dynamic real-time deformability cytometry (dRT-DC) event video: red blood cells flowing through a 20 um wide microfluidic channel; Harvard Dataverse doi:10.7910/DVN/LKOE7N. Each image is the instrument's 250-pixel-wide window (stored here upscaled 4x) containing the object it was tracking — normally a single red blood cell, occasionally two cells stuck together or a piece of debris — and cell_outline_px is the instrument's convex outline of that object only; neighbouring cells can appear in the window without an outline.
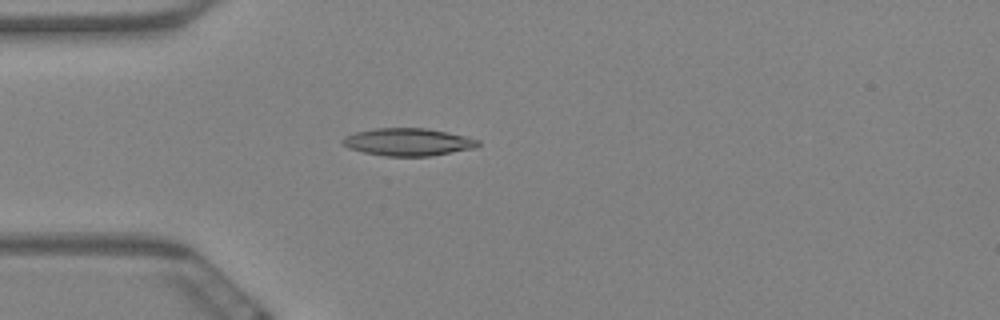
{"species": "Egyptian fruit bat (a non-hibernating species)", "species_latin": "Rousettus aegyptiacus", "temperature_condition": "warm", "stored_images_in_passage": 60, "camera_frame_rate_fps": 3000, "um_per_image_px": 0.085, "animal": {"sex": "female"}, "frame": {"image": 1, "passage_image": 17, "time_ms": 5.333, "image_size_px": [1000, 320], "cell_outline_px": [[480, 144], [476, 148], [428, 156], [384, 156], [364, 152], [348, 148], [340, 140], [344, 136], [356, 132], [376, 128], [428, 128], [464, 136], [480, 140]], "centroid_in_image_um": [34.68, 12.07], "position_along_channel_um": 50.3, "area_um2": 21.68}}
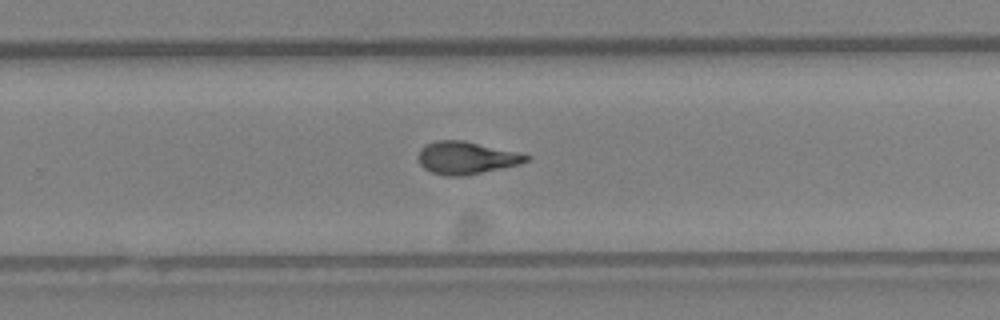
{"frame": {"image": 2, "passage_image": 39, "time_ms": 12.667, "image_size_px": [1000, 320], "cell_outline_px": [[528, 160], [520, 164], [460, 176], [444, 176], [432, 172], [424, 168], [420, 164], [420, 148], [424, 144], [436, 140], [464, 140], [528, 156]], "centroid_in_image_um": [39.54, 13.41], "position_along_channel_um": 290.3, "area_um2": 19.83}}
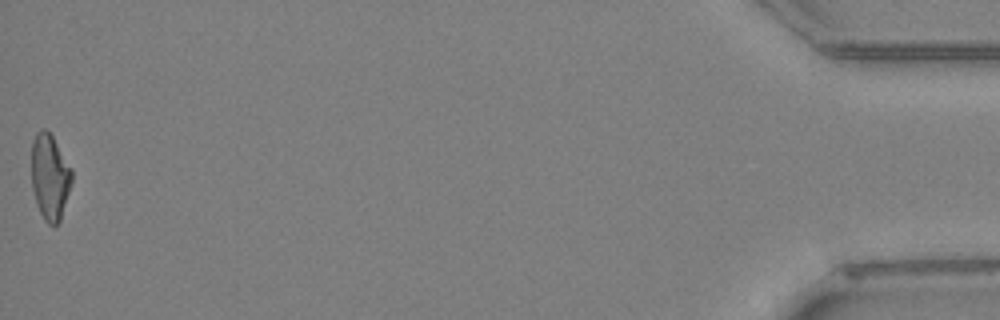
{"frame": {"image": 3, "passage_image": 60, "time_ms": 19.667, "image_size_px": [1000, 320], "cell_outline_px": [[72, 180], [60, 220], [56, 224], [48, 224], [44, 220], [36, 204], [32, 188], [32, 140], [36, 132], [40, 128], [44, 128], [52, 136], [72, 168]], "centroid_in_image_um": [4.23, 15.01], "position_along_channel_um": 431.0, "area_um2": 20.06}, "authors_computed_cell_mechanics": {"area_um2": 20.4034, "velocity_mm_per_s": 3.4236, "shape_relaxation_time_tau1_ms": 7.1304, "shape_relaxation_time_tau2_ms": 2.9378, "deformation_change_tau1": 0.2149, "deformation_change_tau2": 0.112}}